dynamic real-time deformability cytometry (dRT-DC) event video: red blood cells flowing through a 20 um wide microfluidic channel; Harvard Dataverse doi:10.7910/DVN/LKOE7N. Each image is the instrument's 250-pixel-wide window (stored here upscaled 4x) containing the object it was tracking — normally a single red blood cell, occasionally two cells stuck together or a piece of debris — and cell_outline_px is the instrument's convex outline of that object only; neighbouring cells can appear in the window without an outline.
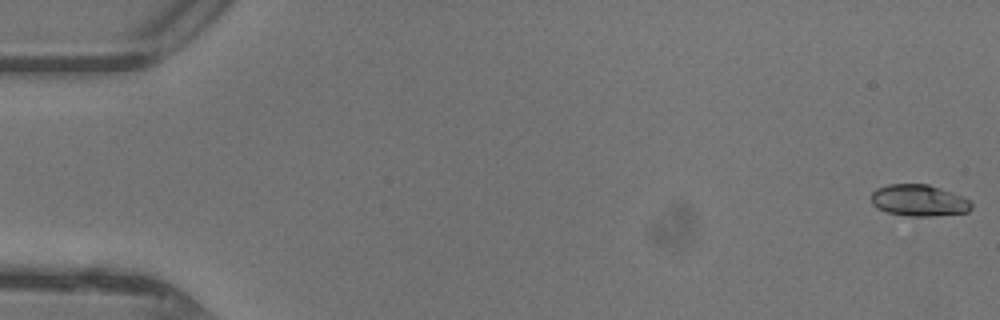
{"species": "common noctule bat (a hibernating species)", "species_latin": "Nyctalus noctula", "temperature_condition": "warm", "stored_images_in_passage": 47, "camera_frame_rate_fps": 3000, "um_per_image_px": 0.085, "animal": {"sex": "female"}, "frame": {"image": 1, "passage_image": 1, "time_ms": 0.0, "image_size_px": [1000, 320], "cell_outline_px": [[972, 208], [968, 212], [932, 216], [908, 216], [888, 212], [876, 208], [872, 204], [872, 192], [876, 188], [888, 184], [928, 184], [960, 196], [968, 200], [972, 204]], "centroid_in_image_um": [78.07, 17.04], "position_along_channel_um": 6.9, "area_um2": 18.26}}
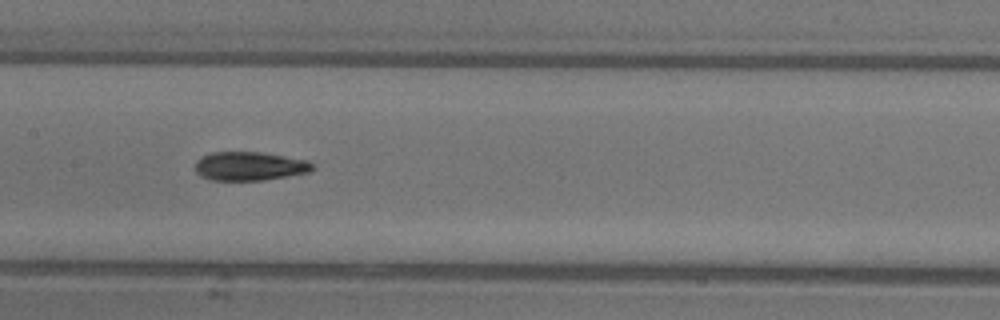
{"frame": {"image": 2, "passage_image": 24, "time_ms": 7.667, "image_size_px": [1000, 320], "cell_outline_px": [[312, 172], [264, 180], [212, 180], [200, 176], [196, 172], [196, 160], [200, 156], [212, 152], [260, 152], [304, 160], [312, 164]], "centroid_in_image_um": [21.16, 14.13], "position_along_channel_um": 186.2, "area_um2": 19.54}}
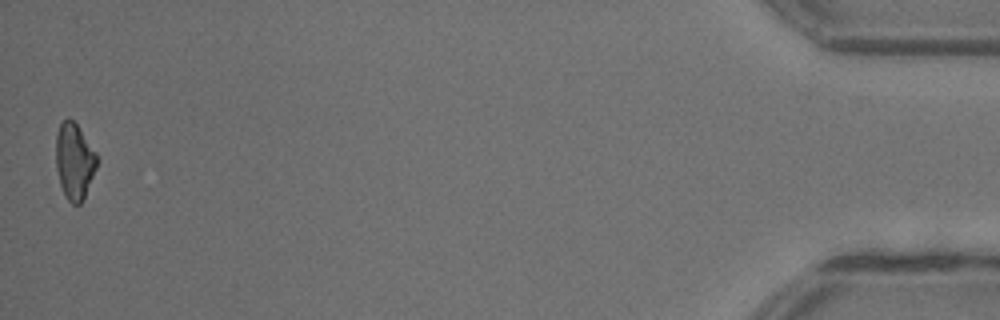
{"frame": {"image": 3, "passage_image": 47, "time_ms": 15.333, "image_size_px": [1000, 320], "cell_outline_px": [[96, 168], [84, 196], [80, 204], [72, 204], [68, 200], [60, 184], [56, 168], [56, 132], [60, 124], [68, 116], [76, 124], [96, 152]], "centroid_in_image_um": [6.3, 13.67], "position_along_channel_um": 428.9, "area_um2": 17.86}, "authors_computed_cell_mechanics": {"area_um2": 18.9584, "velocity_mm_per_s": 4.4418, "shape_relaxation_time_tau1_ms": null, "shape_relaxation_time_tau2_ms": 1.9459, "deformation_change_tau1": null, "deformation_change_tau2": 0.0744}}